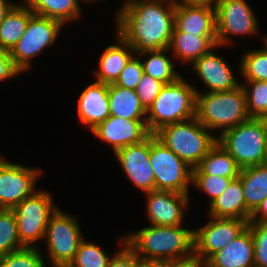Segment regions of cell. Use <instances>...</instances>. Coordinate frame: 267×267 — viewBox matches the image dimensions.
I'll return each mask as SVG.
<instances>
[{
  "label": "cell",
  "mask_w": 267,
  "mask_h": 267,
  "mask_svg": "<svg viewBox=\"0 0 267 267\" xmlns=\"http://www.w3.org/2000/svg\"><path fill=\"white\" fill-rule=\"evenodd\" d=\"M241 168L234 158L218 142L193 168L192 174H210L219 177L238 178Z\"/></svg>",
  "instance_id": "27"
},
{
  "label": "cell",
  "mask_w": 267,
  "mask_h": 267,
  "mask_svg": "<svg viewBox=\"0 0 267 267\" xmlns=\"http://www.w3.org/2000/svg\"><path fill=\"white\" fill-rule=\"evenodd\" d=\"M263 40H264V44H265V47L263 48L266 52H267V35L266 36H264V38H263Z\"/></svg>",
  "instance_id": "47"
},
{
  "label": "cell",
  "mask_w": 267,
  "mask_h": 267,
  "mask_svg": "<svg viewBox=\"0 0 267 267\" xmlns=\"http://www.w3.org/2000/svg\"><path fill=\"white\" fill-rule=\"evenodd\" d=\"M111 257L93 242L83 239L67 267H108Z\"/></svg>",
  "instance_id": "32"
},
{
  "label": "cell",
  "mask_w": 267,
  "mask_h": 267,
  "mask_svg": "<svg viewBox=\"0 0 267 267\" xmlns=\"http://www.w3.org/2000/svg\"><path fill=\"white\" fill-rule=\"evenodd\" d=\"M208 131L195 116L185 121L166 125L155 135L193 169L217 143L218 137Z\"/></svg>",
  "instance_id": "5"
},
{
  "label": "cell",
  "mask_w": 267,
  "mask_h": 267,
  "mask_svg": "<svg viewBox=\"0 0 267 267\" xmlns=\"http://www.w3.org/2000/svg\"><path fill=\"white\" fill-rule=\"evenodd\" d=\"M108 100L110 116L124 119H146L147 111L142 106L135 90L123 88L114 83L109 84Z\"/></svg>",
  "instance_id": "24"
},
{
  "label": "cell",
  "mask_w": 267,
  "mask_h": 267,
  "mask_svg": "<svg viewBox=\"0 0 267 267\" xmlns=\"http://www.w3.org/2000/svg\"><path fill=\"white\" fill-rule=\"evenodd\" d=\"M175 6L174 0H125L116 14L117 34L136 55L169 48Z\"/></svg>",
  "instance_id": "1"
},
{
  "label": "cell",
  "mask_w": 267,
  "mask_h": 267,
  "mask_svg": "<svg viewBox=\"0 0 267 267\" xmlns=\"http://www.w3.org/2000/svg\"><path fill=\"white\" fill-rule=\"evenodd\" d=\"M211 219L194 230V253L203 263L241 235L249 225V220L240 218Z\"/></svg>",
  "instance_id": "11"
},
{
  "label": "cell",
  "mask_w": 267,
  "mask_h": 267,
  "mask_svg": "<svg viewBox=\"0 0 267 267\" xmlns=\"http://www.w3.org/2000/svg\"><path fill=\"white\" fill-rule=\"evenodd\" d=\"M34 15L26 4H15L0 23V48L11 51Z\"/></svg>",
  "instance_id": "26"
},
{
  "label": "cell",
  "mask_w": 267,
  "mask_h": 267,
  "mask_svg": "<svg viewBox=\"0 0 267 267\" xmlns=\"http://www.w3.org/2000/svg\"><path fill=\"white\" fill-rule=\"evenodd\" d=\"M197 92L196 118L211 132L224 131L250 119L242 87L229 91Z\"/></svg>",
  "instance_id": "3"
},
{
  "label": "cell",
  "mask_w": 267,
  "mask_h": 267,
  "mask_svg": "<svg viewBox=\"0 0 267 267\" xmlns=\"http://www.w3.org/2000/svg\"><path fill=\"white\" fill-rule=\"evenodd\" d=\"M165 85L166 84L164 82H161L160 80H157L145 73L143 74L135 91L146 111L152 106L154 99L158 96Z\"/></svg>",
  "instance_id": "38"
},
{
  "label": "cell",
  "mask_w": 267,
  "mask_h": 267,
  "mask_svg": "<svg viewBox=\"0 0 267 267\" xmlns=\"http://www.w3.org/2000/svg\"><path fill=\"white\" fill-rule=\"evenodd\" d=\"M147 216L151 225H182L184 209L189 205V194L154 190L146 193Z\"/></svg>",
  "instance_id": "16"
},
{
  "label": "cell",
  "mask_w": 267,
  "mask_h": 267,
  "mask_svg": "<svg viewBox=\"0 0 267 267\" xmlns=\"http://www.w3.org/2000/svg\"><path fill=\"white\" fill-rule=\"evenodd\" d=\"M4 160L0 156V209H12L36 192L42 170Z\"/></svg>",
  "instance_id": "12"
},
{
  "label": "cell",
  "mask_w": 267,
  "mask_h": 267,
  "mask_svg": "<svg viewBox=\"0 0 267 267\" xmlns=\"http://www.w3.org/2000/svg\"><path fill=\"white\" fill-rule=\"evenodd\" d=\"M218 47L216 45L191 64L193 72L208 87L209 93L229 91L240 86L231 67L224 61L225 59L214 53Z\"/></svg>",
  "instance_id": "17"
},
{
  "label": "cell",
  "mask_w": 267,
  "mask_h": 267,
  "mask_svg": "<svg viewBox=\"0 0 267 267\" xmlns=\"http://www.w3.org/2000/svg\"><path fill=\"white\" fill-rule=\"evenodd\" d=\"M91 132L110 144L114 153L125 146L141 143L150 135L146 119H124L117 116L107 117Z\"/></svg>",
  "instance_id": "15"
},
{
  "label": "cell",
  "mask_w": 267,
  "mask_h": 267,
  "mask_svg": "<svg viewBox=\"0 0 267 267\" xmlns=\"http://www.w3.org/2000/svg\"><path fill=\"white\" fill-rule=\"evenodd\" d=\"M52 198L50 193L37 190L11 209L16 219L20 242L24 247L37 248L38 240L45 238L49 219L58 208Z\"/></svg>",
  "instance_id": "8"
},
{
  "label": "cell",
  "mask_w": 267,
  "mask_h": 267,
  "mask_svg": "<svg viewBox=\"0 0 267 267\" xmlns=\"http://www.w3.org/2000/svg\"><path fill=\"white\" fill-rule=\"evenodd\" d=\"M210 217L240 218L250 220L247 211L244 191L239 178L234 179L228 188L209 205Z\"/></svg>",
  "instance_id": "23"
},
{
  "label": "cell",
  "mask_w": 267,
  "mask_h": 267,
  "mask_svg": "<svg viewBox=\"0 0 267 267\" xmlns=\"http://www.w3.org/2000/svg\"><path fill=\"white\" fill-rule=\"evenodd\" d=\"M267 222V198L264 199L257 209L251 214L249 223Z\"/></svg>",
  "instance_id": "42"
},
{
  "label": "cell",
  "mask_w": 267,
  "mask_h": 267,
  "mask_svg": "<svg viewBox=\"0 0 267 267\" xmlns=\"http://www.w3.org/2000/svg\"><path fill=\"white\" fill-rule=\"evenodd\" d=\"M254 241V267H267V222L249 223Z\"/></svg>",
  "instance_id": "36"
},
{
  "label": "cell",
  "mask_w": 267,
  "mask_h": 267,
  "mask_svg": "<svg viewBox=\"0 0 267 267\" xmlns=\"http://www.w3.org/2000/svg\"><path fill=\"white\" fill-rule=\"evenodd\" d=\"M241 181L247 211L252 214L267 198V166L256 165L241 169Z\"/></svg>",
  "instance_id": "25"
},
{
  "label": "cell",
  "mask_w": 267,
  "mask_h": 267,
  "mask_svg": "<svg viewBox=\"0 0 267 267\" xmlns=\"http://www.w3.org/2000/svg\"><path fill=\"white\" fill-rule=\"evenodd\" d=\"M197 89L180 76L166 84L147 110L146 126L150 134L162 127L196 116Z\"/></svg>",
  "instance_id": "4"
},
{
  "label": "cell",
  "mask_w": 267,
  "mask_h": 267,
  "mask_svg": "<svg viewBox=\"0 0 267 267\" xmlns=\"http://www.w3.org/2000/svg\"><path fill=\"white\" fill-rule=\"evenodd\" d=\"M122 250L115 253L109 261L108 267H136L137 255L136 253L125 243V236L121 237Z\"/></svg>",
  "instance_id": "39"
},
{
  "label": "cell",
  "mask_w": 267,
  "mask_h": 267,
  "mask_svg": "<svg viewBox=\"0 0 267 267\" xmlns=\"http://www.w3.org/2000/svg\"><path fill=\"white\" fill-rule=\"evenodd\" d=\"M45 264L38 247H24L0 257V267H45Z\"/></svg>",
  "instance_id": "34"
},
{
  "label": "cell",
  "mask_w": 267,
  "mask_h": 267,
  "mask_svg": "<svg viewBox=\"0 0 267 267\" xmlns=\"http://www.w3.org/2000/svg\"><path fill=\"white\" fill-rule=\"evenodd\" d=\"M125 243L141 258L179 259L194 253V230L182 225H151L125 235Z\"/></svg>",
  "instance_id": "2"
},
{
  "label": "cell",
  "mask_w": 267,
  "mask_h": 267,
  "mask_svg": "<svg viewBox=\"0 0 267 267\" xmlns=\"http://www.w3.org/2000/svg\"><path fill=\"white\" fill-rule=\"evenodd\" d=\"M217 45V35H197L173 32L169 50L176 59L193 63Z\"/></svg>",
  "instance_id": "22"
},
{
  "label": "cell",
  "mask_w": 267,
  "mask_h": 267,
  "mask_svg": "<svg viewBox=\"0 0 267 267\" xmlns=\"http://www.w3.org/2000/svg\"><path fill=\"white\" fill-rule=\"evenodd\" d=\"M77 217L57 208L49 219L45 238L49 262L53 267H67L73 260L80 242L84 239Z\"/></svg>",
  "instance_id": "9"
},
{
  "label": "cell",
  "mask_w": 267,
  "mask_h": 267,
  "mask_svg": "<svg viewBox=\"0 0 267 267\" xmlns=\"http://www.w3.org/2000/svg\"><path fill=\"white\" fill-rule=\"evenodd\" d=\"M136 267H165V260L145 259L137 256Z\"/></svg>",
  "instance_id": "44"
},
{
  "label": "cell",
  "mask_w": 267,
  "mask_h": 267,
  "mask_svg": "<svg viewBox=\"0 0 267 267\" xmlns=\"http://www.w3.org/2000/svg\"><path fill=\"white\" fill-rule=\"evenodd\" d=\"M263 165L267 166V141H266L265 156H264V160H263Z\"/></svg>",
  "instance_id": "46"
},
{
  "label": "cell",
  "mask_w": 267,
  "mask_h": 267,
  "mask_svg": "<svg viewBox=\"0 0 267 267\" xmlns=\"http://www.w3.org/2000/svg\"><path fill=\"white\" fill-rule=\"evenodd\" d=\"M114 154L136 188L144 193L155 190L154 173L149 161L150 135L141 143L125 146Z\"/></svg>",
  "instance_id": "14"
},
{
  "label": "cell",
  "mask_w": 267,
  "mask_h": 267,
  "mask_svg": "<svg viewBox=\"0 0 267 267\" xmlns=\"http://www.w3.org/2000/svg\"><path fill=\"white\" fill-rule=\"evenodd\" d=\"M108 91L109 84L95 81L80 93L78 116L80 122L89 126L91 131L110 116Z\"/></svg>",
  "instance_id": "18"
},
{
  "label": "cell",
  "mask_w": 267,
  "mask_h": 267,
  "mask_svg": "<svg viewBox=\"0 0 267 267\" xmlns=\"http://www.w3.org/2000/svg\"><path fill=\"white\" fill-rule=\"evenodd\" d=\"M173 32L217 35L216 9L208 6L176 4Z\"/></svg>",
  "instance_id": "19"
},
{
  "label": "cell",
  "mask_w": 267,
  "mask_h": 267,
  "mask_svg": "<svg viewBox=\"0 0 267 267\" xmlns=\"http://www.w3.org/2000/svg\"><path fill=\"white\" fill-rule=\"evenodd\" d=\"M168 51L169 49L165 48L137 54L139 57L141 55L149 57L145 62H142L144 73L165 84L173 83L182 76L175 71L174 63L166 56Z\"/></svg>",
  "instance_id": "29"
},
{
  "label": "cell",
  "mask_w": 267,
  "mask_h": 267,
  "mask_svg": "<svg viewBox=\"0 0 267 267\" xmlns=\"http://www.w3.org/2000/svg\"><path fill=\"white\" fill-rule=\"evenodd\" d=\"M237 178L219 177L210 174H192V185L210 197L209 205L214 202Z\"/></svg>",
  "instance_id": "35"
},
{
  "label": "cell",
  "mask_w": 267,
  "mask_h": 267,
  "mask_svg": "<svg viewBox=\"0 0 267 267\" xmlns=\"http://www.w3.org/2000/svg\"><path fill=\"white\" fill-rule=\"evenodd\" d=\"M86 2H95L96 0H85Z\"/></svg>",
  "instance_id": "48"
},
{
  "label": "cell",
  "mask_w": 267,
  "mask_h": 267,
  "mask_svg": "<svg viewBox=\"0 0 267 267\" xmlns=\"http://www.w3.org/2000/svg\"><path fill=\"white\" fill-rule=\"evenodd\" d=\"M150 165L155 178V190L189 194L192 168L171 151L155 134H150Z\"/></svg>",
  "instance_id": "7"
},
{
  "label": "cell",
  "mask_w": 267,
  "mask_h": 267,
  "mask_svg": "<svg viewBox=\"0 0 267 267\" xmlns=\"http://www.w3.org/2000/svg\"><path fill=\"white\" fill-rule=\"evenodd\" d=\"M242 85L250 118L267 119V81L245 80Z\"/></svg>",
  "instance_id": "30"
},
{
  "label": "cell",
  "mask_w": 267,
  "mask_h": 267,
  "mask_svg": "<svg viewBox=\"0 0 267 267\" xmlns=\"http://www.w3.org/2000/svg\"><path fill=\"white\" fill-rule=\"evenodd\" d=\"M165 267H204V263L193 253L188 257L167 260L165 261Z\"/></svg>",
  "instance_id": "41"
},
{
  "label": "cell",
  "mask_w": 267,
  "mask_h": 267,
  "mask_svg": "<svg viewBox=\"0 0 267 267\" xmlns=\"http://www.w3.org/2000/svg\"><path fill=\"white\" fill-rule=\"evenodd\" d=\"M204 267H254V241L250 228L213 254Z\"/></svg>",
  "instance_id": "20"
},
{
  "label": "cell",
  "mask_w": 267,
  "mask_h": 267,
  "mask_svg": "<svg viewBox=\"0 0 267 267\" xmlns=\"http://www.w3.org/2000/svg\"><path fill=\"white\" fill-rule=\"evenodd\" d=\"M22 248L13 211L0 209V257Z\"/></svg>",
  "instance_id": "31"
},
{
  "label": "cell",
  "mask_w": 267,
  "mask_h": 267,
  "mask_svg": "<svg viewBox=\"0 0 267 267\" xmlns=\"http://www.w3.org/2000/svg\"><path fill=\"white\" fill-rule=\"evenodd\" d=\"M15 4L7 0H0V23Z\"/></svg>",
  "instance_id": "45"
},
{
  "label": "cell",
  "mask_w": 267,
  "mask_h": 267,
  "mask_svg": "<svg viewBox=\"0 0 267 267\" xmlns=\"http://www.w3.org/2000/svg\"><path fill=\"white\" fill-rule=\"evenodd\" d=\"M22 73L14 64L10 51L0 48V81L11 79Z\"/></svg>",
  "instance_id": "40"
},
{
  "label": "cell",
  "mask_w": 267,
  "mask_h": 267,
  "mask_svg": "<svg viewBox=\"0 0 267 267\" xmlns=\"http://www.w3.org/2000/svg\"><path fill=\"white\" fill-rule=\"evenodd\" d=\"M245 0H220L216 7L217 45H230L231 35H254L259 26Z\"/></svg>",
  "instance_id": "13"
},
{
  "label": "cell",
  "mask_w": 267,
  "mask_h": 267,
  "mask_svg": "<svg viewBox=\"0 0 267 267\" xmlns=\"http://www.w3.org/2000/svg\"><path fill=\"white\" fill-rule=\"evenodd\" d=\"M267 141V119L250 118L224 131L217 142L243 169L263 165Z\"/></svg>",
  "instance_id": "6"
},
{
  "label": "cell",
  "mask_w": 267,
  "mask_h": 267,
  "mask_svg": "<svg viewBox=\"0 0 267 267\" xmlns=\"http://www.w3.org/2000/svg\"><path fill=\"white\" fill-rule=\"evenodd\" d=\"M119 45H109L99 58L96 81L105 84L115 83L126 63L135 54L134 49L120 35L116 34Z\"/></svg>",
  "instance_id": "21"
},
{
  "label": "cell",
  "mask_w": 267,
  "mask_h": 267,
  "mask_svg": "<svg viewBox=\"0 0 267 267\" xmlns=\"http://www.w3.org/2000/svg\"><path fill=\"white\" fill-rule=\"evenodd\" d=\"M239 68L245 80L267 81V52L263 48L247 51Z\"/></svg>",
  "instance_id": "33"
},
{
  "label": "cell",
  "mask_w": 267,
  "mask_h": 267,
  "mask_svg": "<svg viewBox=\"0 0 267 267\" xmlns=\"http://www.w3.org/2000/svg\"><path fill=\"white\" fill-rule=\"evenodd\" d=\"M220 0H174L175 4L208 6L216 9Z\"/></svg>",
  "instance_id": "43"
},
{
  "label": "cell",
  "mask_w": 267,
  "mask_h": 267,
  "mask_svg": "<svg viewBox=\"0 0 267 267\" xmlns=\"http://www.w3.org/2000/svg\"><path fill=\"white\" fill-rule=\"evenodd\" d=\"M62 26L64 25L55 19L34 14L29 19L24 34L10 51L16 67L21 72L30 69L32 58L53 45Z\"/></svg>",
  "instance_id": "10"
},
{
  "label": "cell",
  "mask_w": 267,
  "mask_h": 267,
  "mask_svg": "<svg viewBox=\"0 0 267 267\" xmlns=\"http://www.w3.org/2000/svg\"><path fill=\"white\" fill-rule=\"evenodd\" d=\"M143 74L142 60H140L139 57L136 58V54H134L126 63L114 84L130 90H135Z\"/></svg>",
  "instance_id": "37"
},
{
  "label": "cell",
  "mask_w": 267,
  "mask_h": 267,
  "mask_svg": "<svg viewBox=\"0 0 267 267\" xmlns=\"http://www.w3.org/2000/svg\"><path fill=\"white\" fill-rule=\"evenodd\" d=\"M30 10L38 16L55 19L65 25L81 16L79 0H24Z\"/></svg>",
  "instance_id": "28"
}]
</instances>
